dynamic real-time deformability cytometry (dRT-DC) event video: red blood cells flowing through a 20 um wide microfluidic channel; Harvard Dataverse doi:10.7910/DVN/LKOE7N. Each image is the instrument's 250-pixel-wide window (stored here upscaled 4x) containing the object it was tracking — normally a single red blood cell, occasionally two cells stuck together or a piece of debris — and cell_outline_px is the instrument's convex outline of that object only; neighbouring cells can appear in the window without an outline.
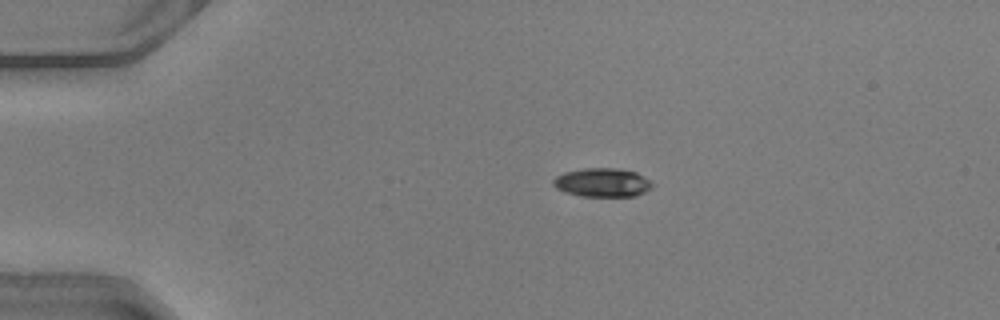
{"species": "common noctule bat (a hibernating species)", "species_latin": "Nyctalus noctula", "temperature_condition": "warm", "stored_images_in_passage": 50, "camera_frame_rate_fps": 3000, "um_per_image_px": 0.085, "animal": {"sex": "male", "body_mass_g": 20.5, "forearm_length_mm": 52.5}, "frame": {"image": 1, "passage_image": 11, "time_ms": 3.333, "image_size_px": [1000, 320], "cell_outline_px": [[652, 188], [636, 196], [580, 196], [564, 192], [556, 188], [552, 184], [552, 180], [556, 176], [564, 172], [584, 168], [616, 168], [636, 172], [644, 176], [652, 184]], "centroid_in_image_um": [51.17, 15.51], "position_along_channel_um": 33.8, "area_um2": 16.65}}
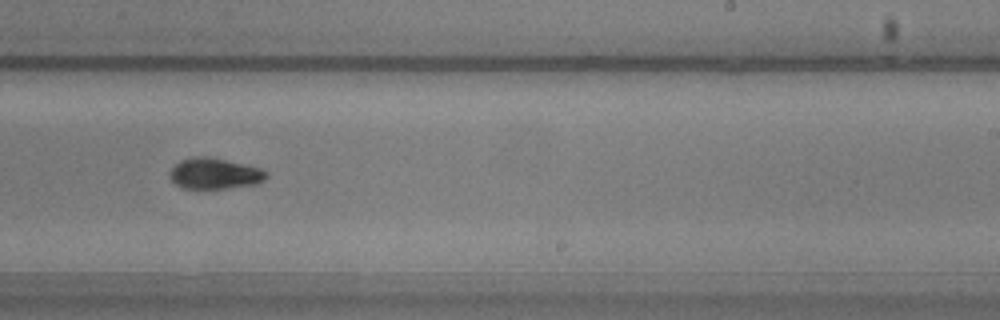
{"frame": {"image": 2, "passage_image": 32, "time_ms": 10.333, "image_size_px": [1000, 320], "cell_outline_px": [[268, 176], [264, 180], [256, 184], [228, 188], [180, 188], [168, 176], [168, 172], [180, 160], [192, 156], [208, 156], [260, 168], [268, 172]], "centroid_in_image_um": [18.22, 14.75], "position_along_channel_um": 270.8, "area_um2": 17.46}}
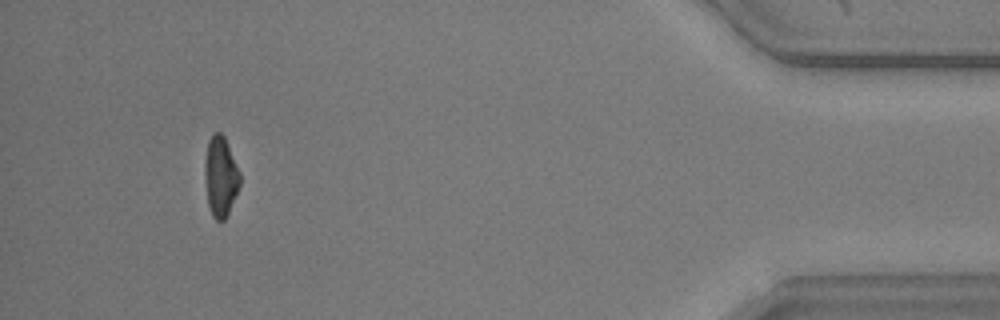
{"frame": {"image": 3, "passage_image": 47, "time_ms": 15.333, "image_size_px": [1000, 320], "cell_outline_px": [[240, 184], [228, 212], [224, 220], [216, 220], [212, 216], [208, 208], [204, 176], [204, 164], [208, 140], [212, 132], [220, 132], [224, 136], [240, 172]], "centroid_in_image_um": [18.72, 14.98], "position_along_channel_um": 416.5, "area_um2": 16.47}, "authors_computed_cell_mechanics": {"area_um2": 17.2244, "velocity_mm_per_s": 4.1328, "shape_relaxation_time_tau1_ms": 6.1786, "shape_relaxation_time_tau2_ms": 4.3501, "deformation_change_tau1": 0.1879, "deformation_change_tau2": 0.086}}